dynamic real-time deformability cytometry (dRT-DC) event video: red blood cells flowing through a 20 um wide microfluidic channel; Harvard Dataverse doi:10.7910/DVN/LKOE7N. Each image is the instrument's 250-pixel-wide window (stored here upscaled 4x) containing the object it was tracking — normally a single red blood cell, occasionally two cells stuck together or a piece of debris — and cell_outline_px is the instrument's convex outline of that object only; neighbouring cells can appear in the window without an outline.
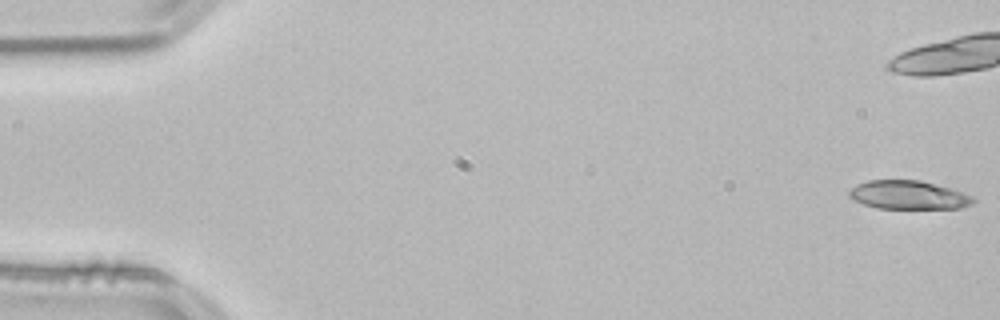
{"species": "common noctule bat (a hibernating species)", "species_latin": "Nyctalus noctula", "temperature_condition": "room temperature", "stored_images_in_passage": 33, "camera_frame_rate_fps": 3000, "um_per_image_px": 0.085, "animal": {"sex": "male", "body_mass_g": 21.5, "forearm_length_mm": 52.0}, "frame": {"image": 1, "passage_image": 1, "time_ms": 0.0, "image_size_px": [1000, 320], "cell_outline_px": [[976, 200], [972, 204], [964, 208], [876, 208], [852, 200], [848, 196], [848, 192], [856, 184], [868, 180], [920, 180], [952, 188], [964, 192], [972, 196]], "centroid_in_image_um": [77.23, 16.57], "position_along_channel_um": 7.8, "area_um2": 20.87}}